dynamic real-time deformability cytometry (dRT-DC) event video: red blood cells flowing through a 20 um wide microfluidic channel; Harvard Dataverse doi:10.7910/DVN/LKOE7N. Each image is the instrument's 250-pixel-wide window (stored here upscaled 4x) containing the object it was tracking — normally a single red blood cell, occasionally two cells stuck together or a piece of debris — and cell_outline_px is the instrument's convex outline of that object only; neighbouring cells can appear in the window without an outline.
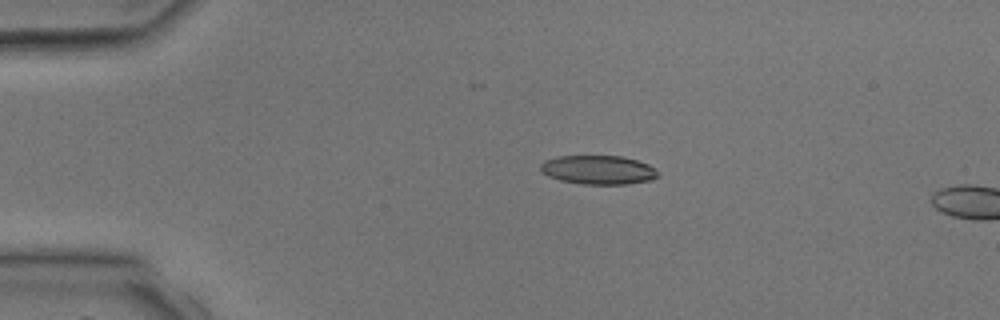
{"species": "common noctule bat (a hibernating species)", "species_latin": "Nyctalus noctula", "temperature_condition": "room temperature", "stored_images_in_passage": 4, "camera_frame_rate_fps": 3000, "um_per_image_px": 0.085, "animal": {"sex": "male", "body_mass_g": 17.9, "forearm_length_mm": 54.2}, "frame": {"image": 1, "passage_image": 3, "time_ms": 2.333, "image_size_px": [1000, 320], "cell_outline_px": [[660, 172], [652, 180], [628, 184], [580, 184], [560, 180], [548, 176], [540, 168], [540, 164], [544, 160], [556, 156], [620, 156], [636, 160], [648, 164]], "centroid_in_image_um": [50.85, 14.44], "position_along_channel_um": 34.2, "area_um2": 19.83}}